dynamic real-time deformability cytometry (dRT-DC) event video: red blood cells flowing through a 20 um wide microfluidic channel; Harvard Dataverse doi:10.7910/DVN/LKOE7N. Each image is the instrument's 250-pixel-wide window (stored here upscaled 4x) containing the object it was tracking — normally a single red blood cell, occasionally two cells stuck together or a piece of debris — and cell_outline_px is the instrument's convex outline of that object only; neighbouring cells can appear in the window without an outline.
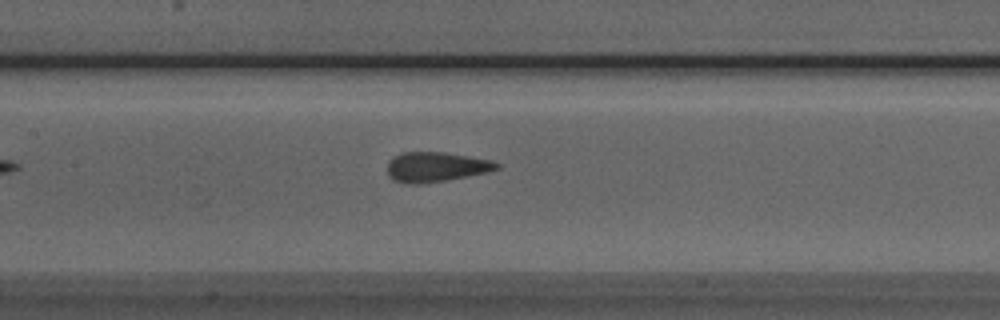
{"species": "Egyptian fruit bat (a non-hibernating species)", "species_latin": "Rousettus aegyptiacus", "temperature_condition": "room temperature", "stored_images_in_passage": 5, "camera_frame_rate_fps": 3000, "um_per_image_px": 0.085, "animal": {"sex": "male"}, "frame": {"image": 1, "passage_image": 5, "time_ms": 4.667, "image_size_px": [1000, 320], "cell_outline_px": [[500, 168], [484, 172], [444, 180], [420, 184], [412, 184], [392, 180], [388, 176], [388, 160], [392, 156], [400, 152], [444, 152], [492, 160], [500, 164]], "centroid_in_image_um": [36.99, 14.17], "position_along_channel_um": 170.4, "area_um2": 18.9}}